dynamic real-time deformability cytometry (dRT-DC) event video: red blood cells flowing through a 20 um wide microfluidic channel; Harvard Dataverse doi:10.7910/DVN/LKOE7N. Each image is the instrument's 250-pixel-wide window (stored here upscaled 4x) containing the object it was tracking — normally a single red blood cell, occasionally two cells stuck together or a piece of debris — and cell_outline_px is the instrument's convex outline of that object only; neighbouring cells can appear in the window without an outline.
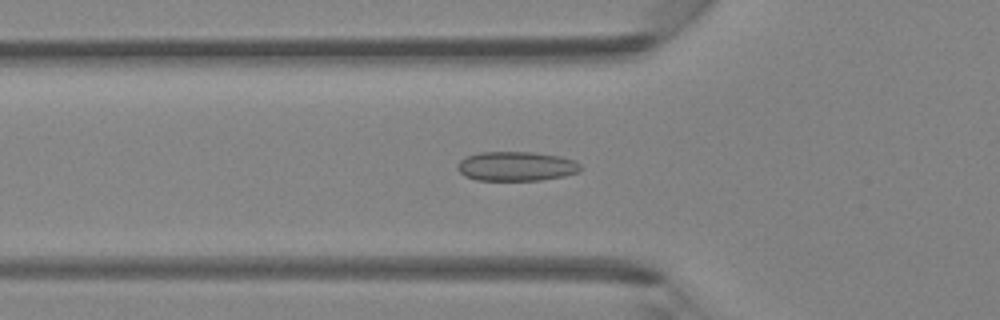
{"species": "Egyptian fruit bat (a non-hibernating species)", "species_latin": "Rousettus aegyptiacus", "temperature_condition": "room temperature", "stored_images_in_passage": 46, "camera_frame_rate_fps": 3000, "um_per_image_px": 0.085, "animal": {"sex": "female"}, "frame": {"image": 1, "passage_image": 16, "time_ms": 5.0, "image_size_px": [1000, 320], "cell_outline_px": [[584, 168], [580, 172], [564, 176], [540, 180], [476, 180], [464, 176], [456, 168], [456, 164], [460, 160], [468, 156], [480, 152], [532, 152], [560, 156], [572, 160], [580, 164]], "centroid_in_image_um": [43.89, 14.13], "position_along_channel_um": 81.9, "area_um2": 21.21}}
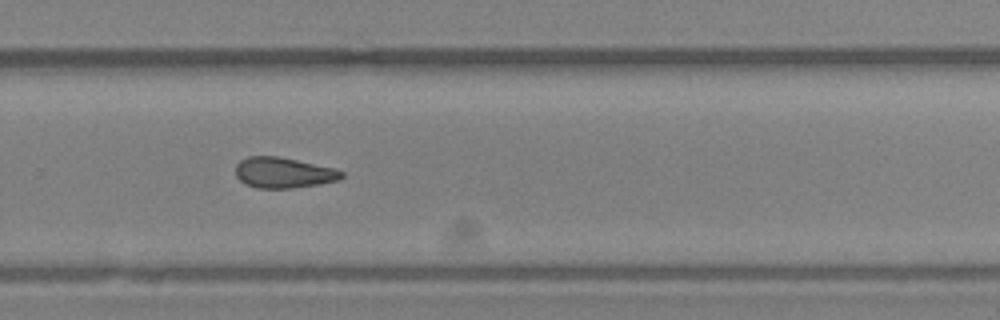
{"frame": {"image": 2, "passage_image": 31, "time_ms": 10.0, "image_size_px": [1000, 320], "cell_outline_px": [[344, 176], [340, 180], [320, 184], [292, 188], [256, 188], [244, 184], [236, 176], [236, 164], [240, 160], [248, 156], [280, 156], [332, 168], [344, 172]], "centroid_in_image_um": [24.08, 14.68], "position_along_channel_um": 305.7, "area_um2": 19.02}}
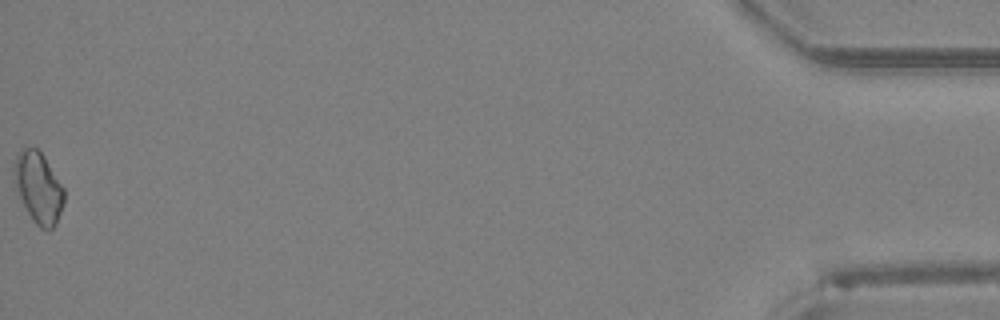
{"frame": {"image": 3, "passage_image": 46, "time_ms": 15.0, "image_size_px": [1000, 320], "cell_outline_px": [[64, 204], [56, 224], [48, 232], [40, 228], [32, 220], [20, 196], [12, 172], [16, 152], [24, 148], [36, 148], [44, 156], [64, 188]], "centroid_in_image_um": [3.27, 15.95], "position_along_channel_um": 431.9, "area_um2": 20.63}}